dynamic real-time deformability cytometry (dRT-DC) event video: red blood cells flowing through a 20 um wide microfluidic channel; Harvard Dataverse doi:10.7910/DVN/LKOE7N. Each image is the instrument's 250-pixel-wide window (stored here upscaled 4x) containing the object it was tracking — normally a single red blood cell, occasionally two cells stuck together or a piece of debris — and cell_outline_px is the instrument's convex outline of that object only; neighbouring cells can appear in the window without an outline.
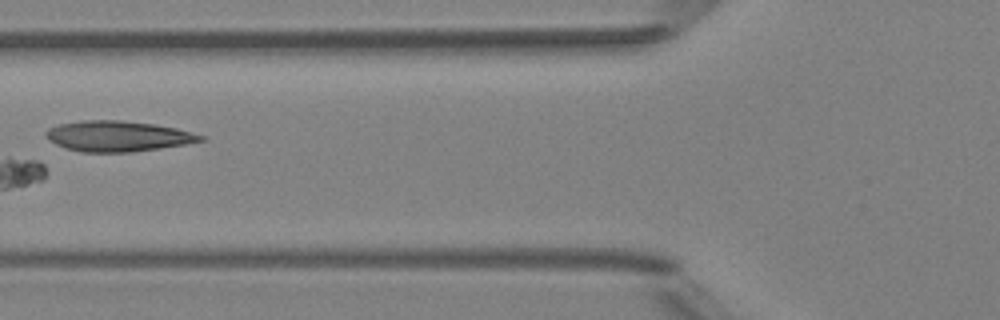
{"species": "Egyptian fruit bat (a non-hibernating species)", "species_latin": "Rousettus aegyptiacus", "temperature_condition": "room temperature", "stored_images_in_passage": 5, "camera_frame_rate_fps": 3000, "um_per_image_px": 0.085, "animal": {"sex": "female"}, "frame": {"image": 1, "passage_image": 4, "time_ms": 3.333, "image_size_px": [1000, 320], "cell_outline_px": [[208, 136], [204, 140], [184, 144], [160, 148], [132, 152], [80, 152], [64, 148], [48, 140], [44, 132], [48, 128], [60, 124], [80, 120], [120, 120], [152, 124], [176, 128]], "centroid_in_image_um": [9.99, 11.57], "position_along_channel_um": 115.8, "area_um2": 27.63}}
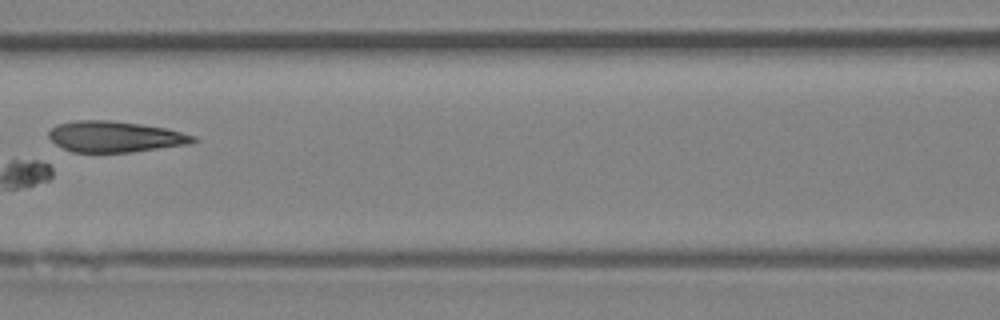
{"frame": {"image": 2, "passage_image": 5, "time_ms": 4.333, "image_size_px": [1000, 320], "cell_outline_px": [[196, 140], [188, 144], [132, 152], [72, 152], [56, 144], [48, 136], [48, 132], [56, 124], [76, 120], [112, 120], [168, 128], [196, 136]], "centroid_in_image_um": [9.77, 11.61], "position_along_channel_um": 156.8, "area_um2": 26.07}}